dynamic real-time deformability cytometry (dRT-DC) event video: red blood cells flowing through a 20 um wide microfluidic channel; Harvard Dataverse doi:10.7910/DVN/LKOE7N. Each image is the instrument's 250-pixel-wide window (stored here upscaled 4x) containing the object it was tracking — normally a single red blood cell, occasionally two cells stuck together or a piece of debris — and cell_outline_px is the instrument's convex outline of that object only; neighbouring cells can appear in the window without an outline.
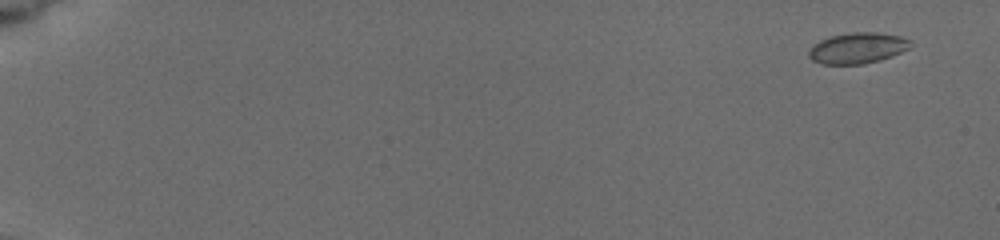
{"species": "common noctule bat (a hibernating species)", "species_latin": "Nyctalus noctula", "temperature_condition": "cold", "stored_images_in_passage": 10, "camera_frame_rate_fps": 3000, "um_per_image_px": 0.085, "animal": {"sex": "female", "body_mass_g": 19.5, "forearm_length_mm": 54.1}, "frame": {"image": 1, "passage_image": 2, "time_ms": 1.0, "image_size_px": [1000, 240], "cell_outline_px": [[912, 40], [908, 48], [892, 56], [880, 60], [864, 64], [820, 64], [812, 60], [808, 56], [808, 48], [812, 44], [820, 40], [832, 36], [852, 32], [876, 32], [900, 36]], "centroid_in_image_um": [72.85, 4.09], "position_along_channel_um": 12.2, "area_um2": 18.38}}
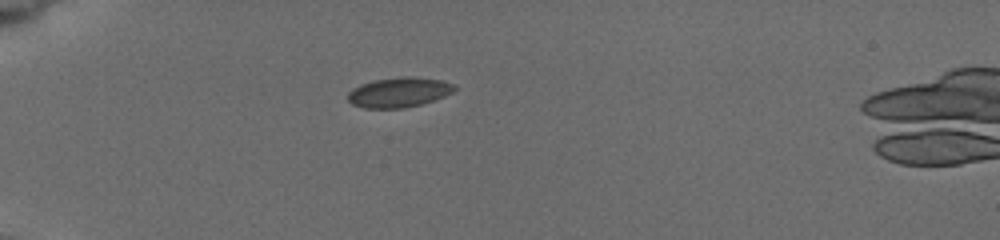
{"frame": {"image": 2, "passage_image": 8, "time_ms": 6.0, "image_size_px": [1000, 240], "cell_outline_px": [[456, 88], [452, 92], [444, 96], [420, 104], [400, 108], [364, 108], [352, 104], [348, 100], [348, 92], [352, 88], [360, 84], [372, 80], [400, 76], [408, 76], [444, 80], [452, 84]], "centroid_in_image_um": [33.86, 7.83], "position_along_channel_um": 51.1, "area_um2": 18.55}}
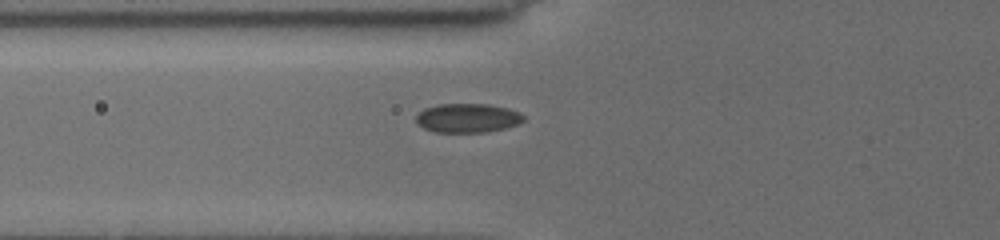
{"frame": {"image": 3, "passage_image": 10, "time_ms": 7.667, "image_size_px": [1000, 240], "cell_outline_px": [[524, 120], [516, 124], [504, 128], [484, 132], [436, 132], [424, 128], [416, 120], [416, 116], [424, 108], [436, 104], [488, 104], [508, 108], [520, 112], [524, 116]], "centroid_in_image_um": [39.74, 10.02], "position_along_channel_um": 86.1, "area_um2": 18.09}}